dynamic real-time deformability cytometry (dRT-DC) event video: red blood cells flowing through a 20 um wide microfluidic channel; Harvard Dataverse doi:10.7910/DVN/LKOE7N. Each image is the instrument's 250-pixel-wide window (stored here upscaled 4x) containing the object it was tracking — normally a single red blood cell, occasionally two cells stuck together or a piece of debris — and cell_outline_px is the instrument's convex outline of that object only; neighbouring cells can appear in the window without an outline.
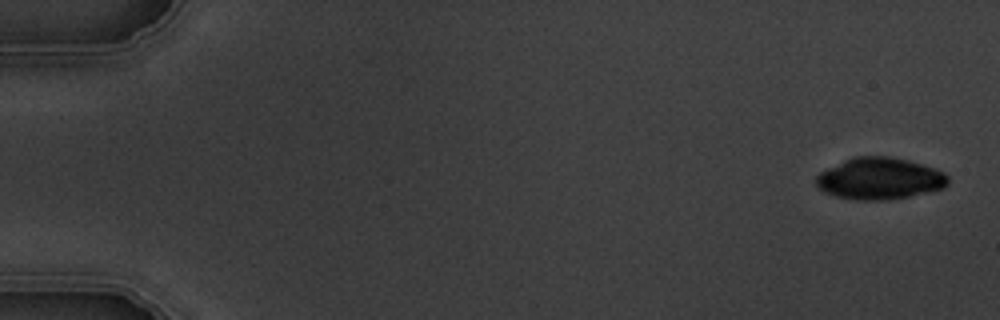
{"species": "common noctule bat (a hibernating species)", "species_latin": "Nyctalus noctula", "temperature_condition": "warm", "stored_images_in_passage": 6, "camera_frame_rate_fps": 3000, "um_per_image_px": 0.085, "animal": {"sex": "male", "body_mass_g": 19.5, "forearm_length_mm": 54.6}, "frame": {"image": 1, "passage_image": 1, "time_ms": 0.0, "image_size_px": [1000, 320], "cell_outline_px": [[948, 184], [944, 188], [908, 196], [888, 200], [856, 200], [836, 196], [824, 192], [816, 184], [816, 176], [820, 172], [852, 156], [892, 156], [908, 160], [936, 168], [944, 172], [948, 176]], "centroid_in_image_um": [74.78, 15.17], "position_along_channel_um": 10.2, "area_um2": 32.14}}